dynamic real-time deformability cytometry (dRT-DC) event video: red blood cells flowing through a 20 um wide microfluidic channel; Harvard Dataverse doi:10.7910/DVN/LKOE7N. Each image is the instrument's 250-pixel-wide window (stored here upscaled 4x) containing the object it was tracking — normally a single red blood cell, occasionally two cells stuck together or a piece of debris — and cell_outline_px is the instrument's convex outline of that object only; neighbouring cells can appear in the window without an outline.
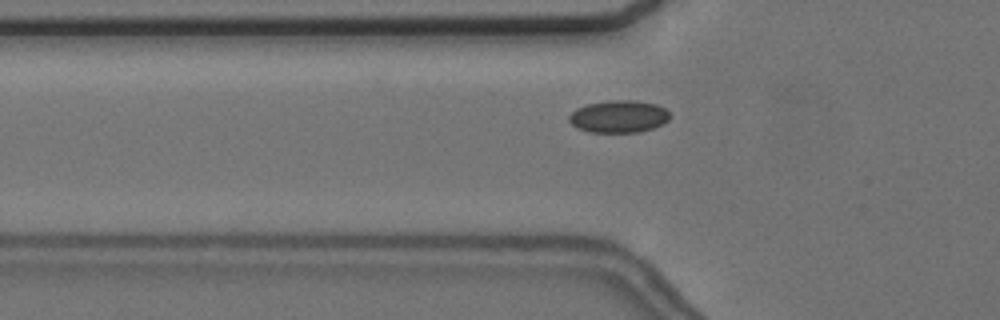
{"species": "common noctule bat (a hibernating species)", "species_latin": "Nyctalus noctula", "temperature_condition": "cold", "stored_images_in_passage": 35, "camera_frame_rate_fps": 3000, "um_per_image_px": 0.085, "animal": {"sex": "female", "body_mass_g": 24.6, "forearm_length_mm": 56.2}, "frame": {"image": 1, "passage_image": 6, "time_ms": 1.667, "image_size_px": [1000, 320], "cell_outline_px": [[672, 116], [664, 124], [640, 132], [588, 132], [576, 128], [568, 120], [568, 116], [576, 108], [588, 104], [612, 100], [636, 100], [656, 104], [664, 108]], "centroid_in_image_um": [52.6, 9.9], "position_along_channel_um": 73.2, "area_um2": 19.13}, "authors_computed_cell_mechanics": {"area_um2": 18.3804, "velocity_mm_per_s": 3.6481, "shape_relaxation_time_tau1_ms": null, "shape_relaxation_time_tau2_ms": 1.3962, "deformation_change_tau1": null, "deformation_change_tau2": 0.0415}}